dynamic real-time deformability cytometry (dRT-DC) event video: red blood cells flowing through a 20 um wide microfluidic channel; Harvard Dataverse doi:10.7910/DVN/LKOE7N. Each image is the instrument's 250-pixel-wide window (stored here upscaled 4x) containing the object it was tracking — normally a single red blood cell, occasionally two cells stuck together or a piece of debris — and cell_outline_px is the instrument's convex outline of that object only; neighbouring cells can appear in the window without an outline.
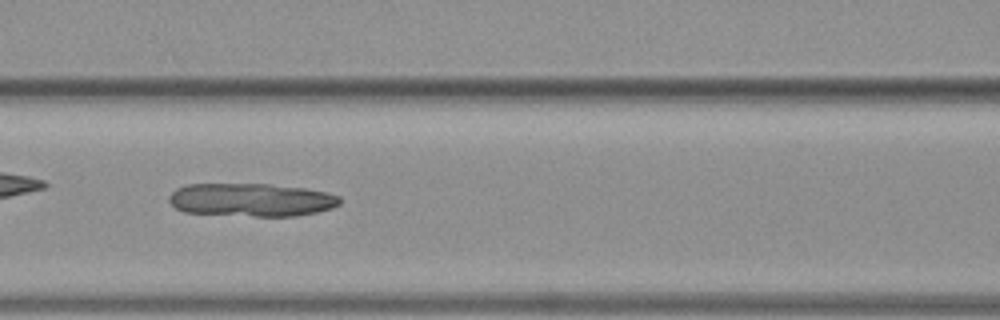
{"species": "common noctule bat (a hibernating species)", "species_latin": "Nyctalus noctula", "temperature_condition": "warm", "stored_images_in_passage": 49, "camera_frame_rate_fps": 3000, "um_per_image_px": 0.085, "animal": {"sex": "female", "body_mass_g": 19.3, "forearm_length_mm": 54.1}, "frame": {"image": 1, "passage_image": 22, "time_ms": 7.0, "image_size_px": [1000, 320], "cell_outline_px": [[340, 204], [332, 208], [316, 212], [296, 216], [256, 216], [184, 212], [176, 208], [168, 200], [168, 196], [176, 188], [188, 184], [268, 184], [308, 188], [328, 192], [340, 196]], "centroid_in_image_um": [21.38, 16.98], "position_along_channel_um": 145.2, "area_um2": 33.18}}
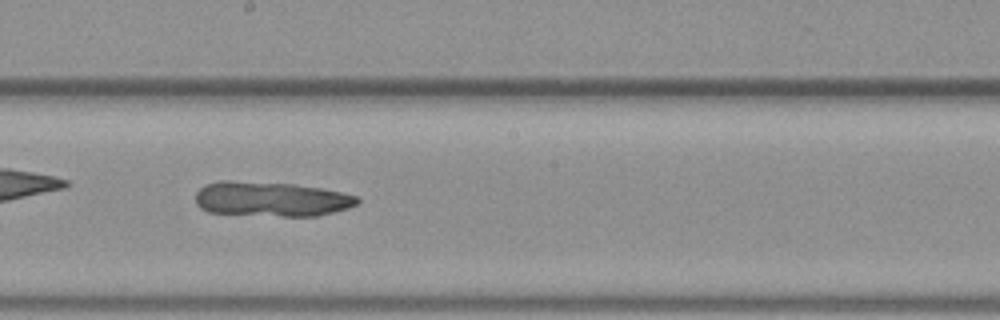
{"frame": {"image": 2, "passage_image": 28, "time_ms": 9.0, "image_size_px": [1000, 320], "cell_outline_px": [[360, 200], [356, 204], [348, 208], [316, 216], [280, 216], [208, 212], [200, 208], [196, 204], [196, 192], [204, 184], [220, 180], [228, 180], [292, 184], [320, 188], [340, 192], [356, 196]], "centroid_in_image_um": [23.0, 16.91], "position_along_channel_um": 225.2, "area_um2": 32.66}}
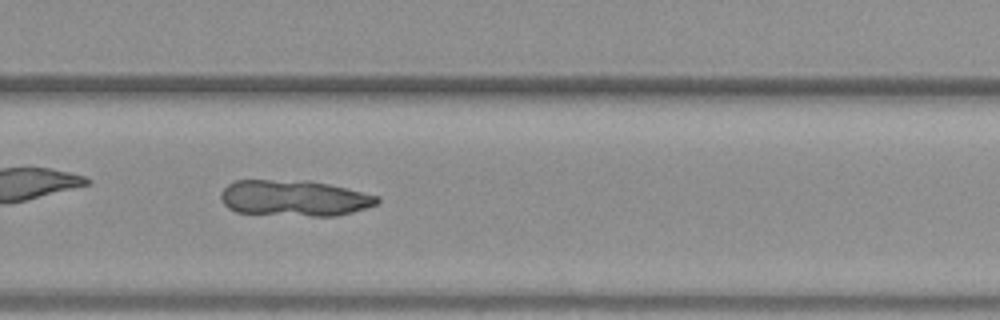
{"frame": {"image": 3, "passage_image": 34, "time_ms": 11.0, "image_size_px": [1000, 320], "cell_outline_px": [[380, 200], [376, 204], [352, 212], [336, 216], [312, 216], [236, 212], [228, 208], [224, 204], [220, 196], [220, 192], [228, 184], [236, 180], [272, 180], [328, 184], [380, 196]], "centroid_in_image_um": [24.98, 16.85], "position_along_channel_um": 304.8, "area_um2": 32.25}}